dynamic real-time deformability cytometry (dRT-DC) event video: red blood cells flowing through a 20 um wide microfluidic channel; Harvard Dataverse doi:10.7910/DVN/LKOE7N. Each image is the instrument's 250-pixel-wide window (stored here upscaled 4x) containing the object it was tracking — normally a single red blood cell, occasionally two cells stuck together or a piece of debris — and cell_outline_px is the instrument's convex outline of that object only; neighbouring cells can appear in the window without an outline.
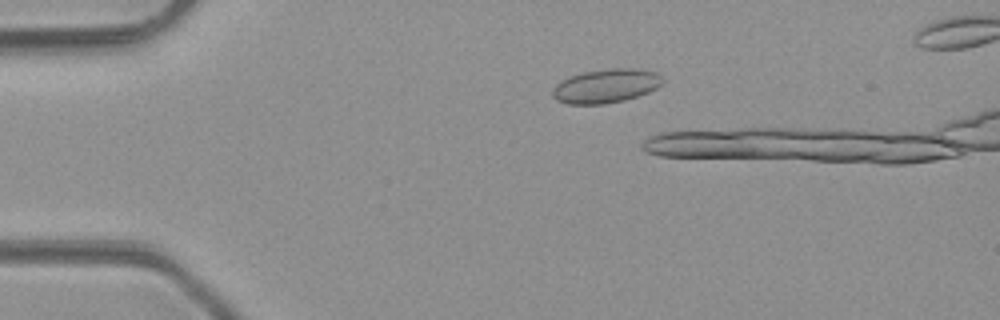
{"species": "common noctule bat (a hibernating species)", "species_latin": "Nyctalus noctula", "temperature_condition": "room temperature", "stored_images_in_passage": 5, "camera_frame_rate_fps": 3000, "um_per_image_px": 0.085, "animal": {"sex": "male", "body_mass_g": 23.1, "forearm_length_mm": 52.7}, "frame": {"image": 1, "passage_image": 4, "time_ms": 3.333, "image_size_px": [1000, 320], "cell_outline_px": [[664, 80], [656, 88], [648, 92], [624, 100], [604, 104], [568, 104], [556, 100], [552, 96], [552, 88], [556, 84], [572, 76], [584, 72], [612, 68], [632, 68], [656, 72]], "centroid_in_image_um": [51.49, 7.31], "position_along_channel_um": 33.5, "area_um2": 21.5}}